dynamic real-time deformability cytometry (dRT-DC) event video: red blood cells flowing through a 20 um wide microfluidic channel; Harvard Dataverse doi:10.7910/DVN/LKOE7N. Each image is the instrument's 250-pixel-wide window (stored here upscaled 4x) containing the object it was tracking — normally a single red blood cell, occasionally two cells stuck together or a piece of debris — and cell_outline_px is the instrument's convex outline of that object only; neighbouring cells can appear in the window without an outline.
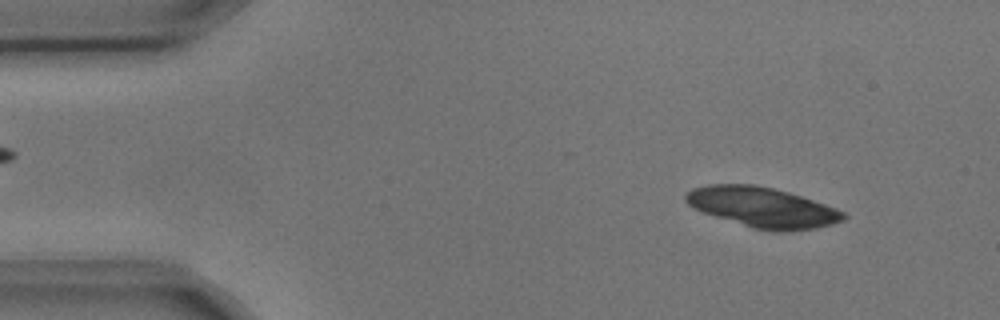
{"species": "common noctule bat (a hibernating species)", "species_latin": "Nyctalus noctula", "temperature_condition": "cold", "stored_images_in_passage": 3, "camera_frame_rate_fps": 3000, "um_per_image_px": 0.085, "animal": {"sex": "male", "body_mass_g": 17.9, "forearm_length_mm": 54.2}, "frame": {"image": 1, "passage_image": 1, "time_ms": 0.0, "image_size_px": [1000, 320], "cell_outline_px": [[848, 216], [844, 220], [832, 224], [816, 228], [784, 232], [752, 228], [692, 208], [684, 200], [684, 196], [692, 188], [708, 184], [756, 184], [788, 192], [836, 208], [844, 212]], "centroid_in_image_um": [64.8, 17.62], "position_along_channel_um": 20.2, "area_um2": 36.76}}